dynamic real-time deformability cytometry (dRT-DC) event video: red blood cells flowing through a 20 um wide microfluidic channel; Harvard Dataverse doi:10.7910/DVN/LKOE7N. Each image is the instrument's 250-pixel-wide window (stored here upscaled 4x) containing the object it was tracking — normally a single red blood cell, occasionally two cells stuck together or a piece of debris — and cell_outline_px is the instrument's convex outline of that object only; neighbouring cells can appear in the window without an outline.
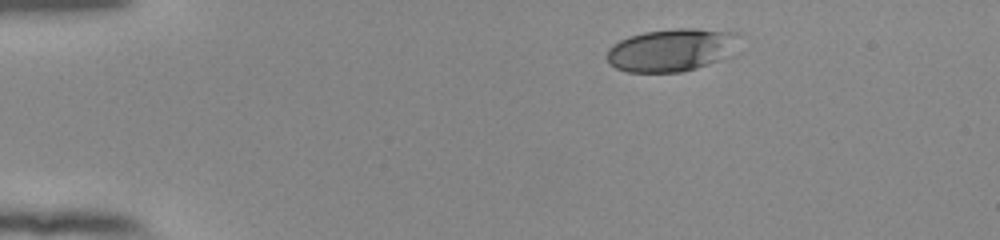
{"species": "human", "species_latin": "Homo sapiens", "temperature_condition": "room temperature", "stored_images_in_passage": 45, "camera_frame_rate_fps": 3000, "um_per_image_px": 0.085, "donor": {"sex": "female"}, "frame": {"image": 1, "passage_image": 1, "time_ms": 0.0, "image_size_px": [1000, 240], "cell_outline_px": [[740, 32], [732, 56], [696, 68], [680, 72], [628, 72], [616, 68], [608, 64], [608, 48], [612, 44], [628, 36], [644, 32], [676, 28], [696, 28]], "centroid_in_image_um": [57.1, 4.24], "position_along_channel_um": 27.9, "area_um2": 33.29}}
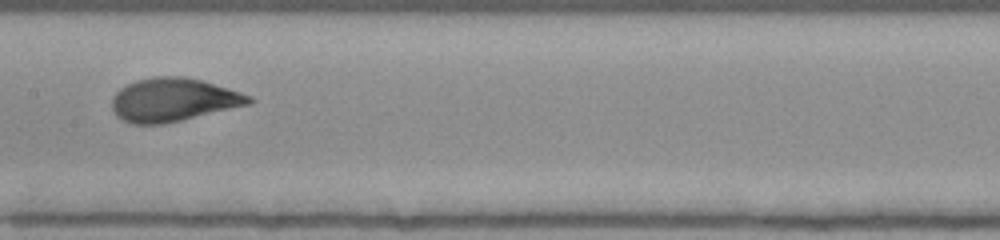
{"frame": {"image": 2, "passage_image": 20, "time_ms": 6.333, "image_size_px": [1000, 240], "cell_outline_px": [[256, 100], [252, 104], [164, 124], [132, 124], [116, 116], [112, 112], [112, 96], [120, 88], [136, 80], [152, 76], [184, 76], [200, 80], [228, 88], [252, 96]], "centroid_in_image_um": [14.73, 8.48], "position_along_channel_um": 192.7, "area_um2": 34.85}}
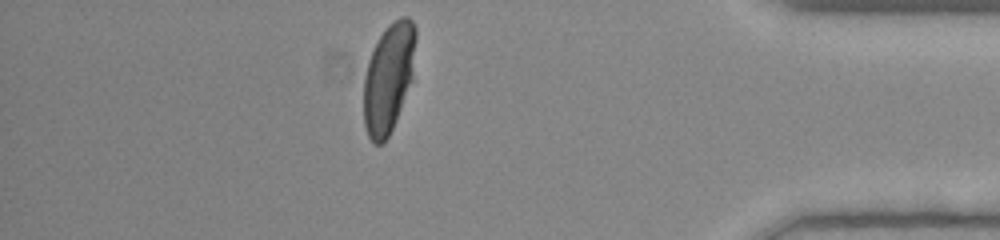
{"frame": {"image": 3, "passage_image": 39, "time_ms": 12.667, "image_size_px": [1000, 240], "cell_outline_px": [[416, 36], [412, 76], [396, 120], [388, 136], [380, 144], [372, 144], [368, 136], [364, 124], [364, 76], [368, 60], [380, 36], [388, 24], [392, 20], [400, 16], [408, 16], [412, 20], [416, 28]], "centroid_in_image_um": [33.02, 6.58], "position_along_channel_um": 402.2, "area_um2": 32.89}, "authors_computed_cell_mechanics": {"area_um2": 33.6974, "velocity_mm_per_s": 3.8431, "shape_relaxation_time_tau1_ms": 3.6537, "shape_relaxation_time_tau2_ms": null, "deformation_change_tau1": 0.1829, "deformation_change_tau2": null}}